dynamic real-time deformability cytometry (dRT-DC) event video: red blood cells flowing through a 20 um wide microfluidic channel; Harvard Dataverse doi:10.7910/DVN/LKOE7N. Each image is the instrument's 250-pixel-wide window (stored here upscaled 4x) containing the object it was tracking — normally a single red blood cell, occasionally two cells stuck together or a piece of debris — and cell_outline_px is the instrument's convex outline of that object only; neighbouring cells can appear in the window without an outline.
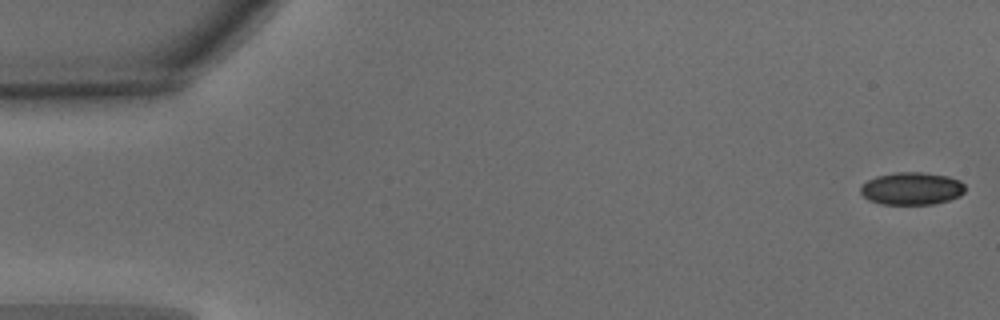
{"species": "common noctule bat (a hibernating species)", "species_latin": "Nyctalus noctula", "temperature_condition": "warm", "stored_images_in_passage": 11, "camera_frame_rate_fps": 3000, "um_per_image_px": 0.085, "animal": {"sex": "male", "body_mass_g": 15.6}, "frame": {"image": 1, "passage_image": 1, "time_ms": 0.0, "image_size_px": [1000, 320], "cell_outline_px": [[964, 192], [960, 196], [948, 200], [932, 204], [880, 204], [868, 200], [860, 192], [860, 188], [868, 180], [876, 176], [896, 172], [924, 172], [948, 176], [960, 180], [964, 184]], "centroid_in_image_um": [77.5, 16.02], "position_along_channel_um": 7.5, "area_um2": 19.88}}